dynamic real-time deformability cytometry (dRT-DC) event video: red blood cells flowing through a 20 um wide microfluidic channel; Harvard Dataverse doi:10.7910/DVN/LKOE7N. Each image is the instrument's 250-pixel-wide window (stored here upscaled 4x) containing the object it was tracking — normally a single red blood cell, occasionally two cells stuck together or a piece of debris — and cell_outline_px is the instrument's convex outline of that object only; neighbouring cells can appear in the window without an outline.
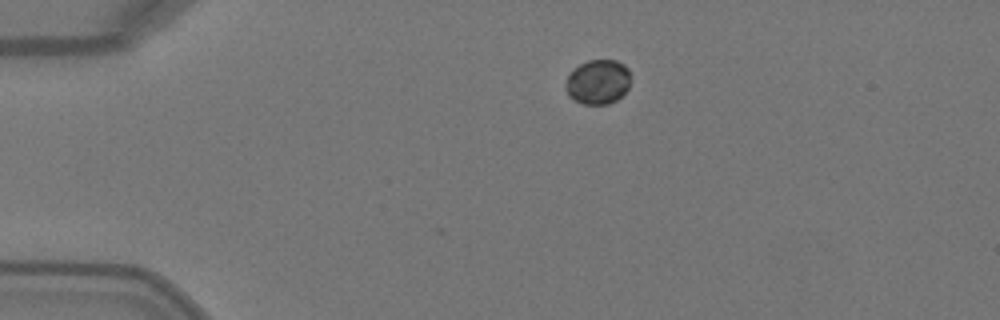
{"species": "Egyptian fruit bat (a non-hibernating species)", "species_latin": "Rousettus aegyptiacus", "temperature_condition": "warm", "stored_images_in_passage": 41, "camera_frame_rate_fps": 3000, "um_per_image_px": 0.085, "animal": {"sex": "female"}, "frame": {"image": 1, "passage_image": 1, "time_ms": 0.0, "image_size_px": [1000, 320], "cell_outline_px": [[628, 88], [616, 100], [608, 104], [584, 104], [572, 100], [568, 96], [564, 88], [564, 84], [568, 76], [580, 64], [588, 60], [616, 60], [624, 64], [628, 68]], "centroid_in_image_um": [50.78, 6.97], "position_along_channel_um": 34.2, "area_um2": 16.82}}
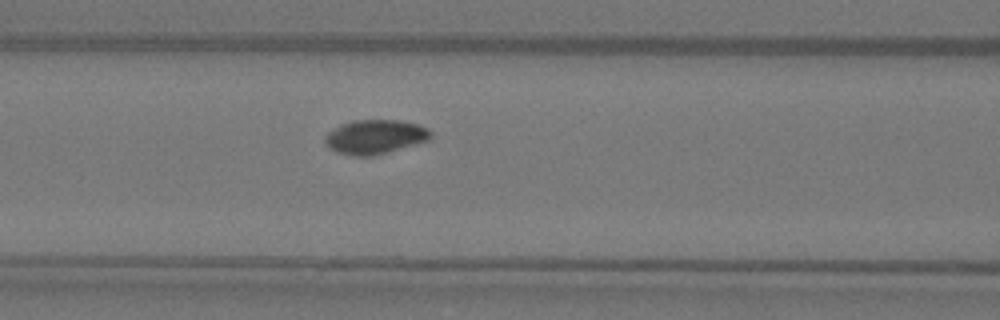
{"frame": {"image": 2, "passage_image": 12, "time_ms": 3.667, "image_size_px": [1000, 320], "cell_outline_px": [[432, 136], [428, 140], [388, 152], [372, 156], [352, 156], [336, 152], [324, 140], [324, 136], [328, 132], [340, 124], [352, 120], [400, 120], [420, 124], [428, 128], [432, 132]], "centroid_in_image_um": [31.89, 11.62], "position_along_channel_um": 134.7, "area_um2": 21.15}}
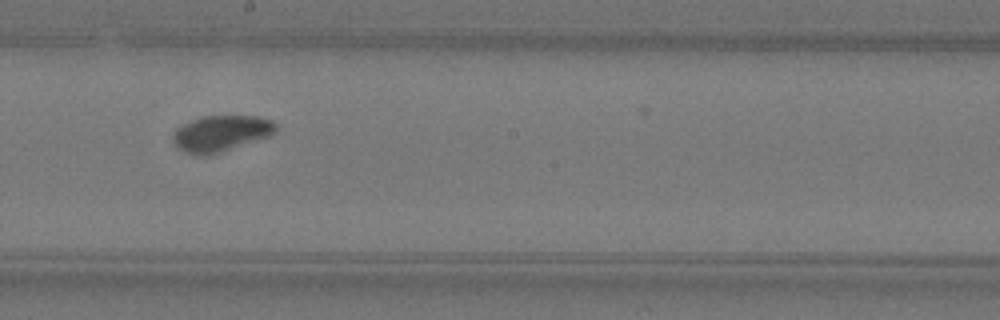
{"frame": {"image": 3, "passage_image": 19, "time_ms": 6.0, "image_size_px": [1000, 320], "cell_outline_px": [[276, 132], [272, 136], [208, 156], [196, 156], [180, 148], [172, 140], [172, 136], [176, 128], [200, 116], [260, 116], [272, 120], [276, 124]], "centroid_in_image_um": [18.82, 11.34], "position_along_channel_um": 229.4, "area_um2": 21.79}, "authors_computed_cell_mechanics": {"area_um2": 20.6346, "velocity_mm_per_s": 4.0635, "shape_relaxation_time_tau1_ms": 2.7431, "shape_relaxation_time_tau2_ms": null, "deformation_change_tau1": 0.0415, "deformation_change_tau2": null}}